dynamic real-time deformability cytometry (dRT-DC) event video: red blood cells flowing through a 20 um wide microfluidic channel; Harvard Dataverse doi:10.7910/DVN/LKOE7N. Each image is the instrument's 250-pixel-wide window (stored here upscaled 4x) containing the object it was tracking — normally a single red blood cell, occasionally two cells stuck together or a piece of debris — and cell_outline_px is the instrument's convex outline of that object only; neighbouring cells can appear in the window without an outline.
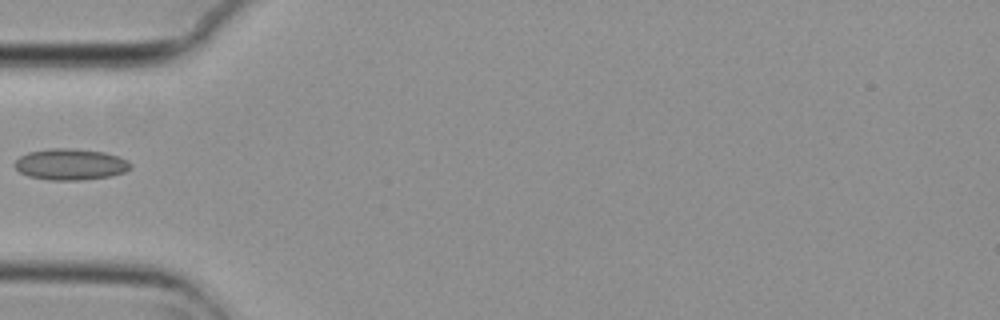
{"species": "common noctule bat (a hibernating species)", "species_latin": "Nyctalus noctula", "temperature_condition": "cold", "stored_images_in_passage": 4, "camera_frame_rate_fps": 3000, "um_per_image_px": 0.085, "animal": {"sex": "female", "body_mass_g": 29.2, "forearm_length_mm": 56.3}, "frame": {"image": 1, "passage_image": 4, "time_ms": 1.0, "image_size_px": [1000, 320], "cell_outline_px": [[132, 168], [124, 172], [108, 176], [80, 180], [48, 180], [28, 176], [20, 172], [16, 168], [16, 160], [20, 156], [28, 152], [48, 148], [72, 148], [104, 152], [120, 156], [128, 160], [132, 164]], "centroid_in_image_um": [6.01, 13.96], "position_along_channel_um": 79.0, "area_um2": 21.15}}